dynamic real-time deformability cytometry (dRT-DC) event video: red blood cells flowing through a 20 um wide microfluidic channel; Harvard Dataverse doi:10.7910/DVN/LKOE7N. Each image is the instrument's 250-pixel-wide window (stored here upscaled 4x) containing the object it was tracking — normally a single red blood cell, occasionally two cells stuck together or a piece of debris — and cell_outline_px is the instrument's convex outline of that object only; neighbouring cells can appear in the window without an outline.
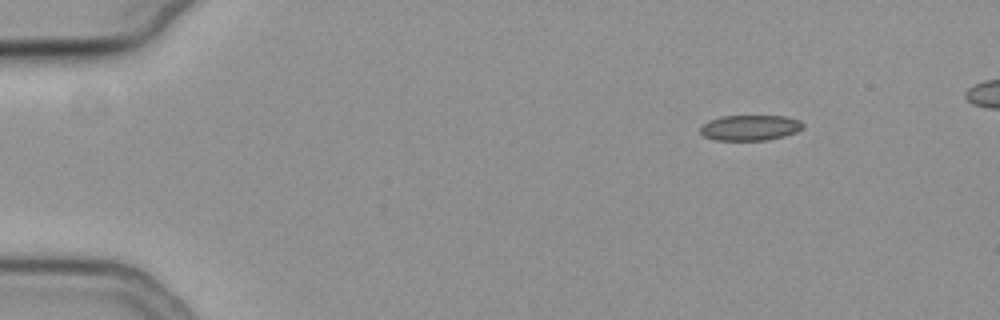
{"species": "common noctule bat (a hibernating species)", "species_latin": "Nyctalus noctula", "temperature_condition": "cold", "stored_images_in_passage": 48, "camera_frame_rate_fps": 3000, "um_per_image_px": 0.085, "animal": {"sex": "female", "body_mass_g": 19.3, "forearm_length_mm": 54.1}, "frame": {"image": 1, "passage_image": 1, "time_ms": 0.0, "image_size_px": [1000, 320], "cell_outline_px": [[804, 128], [796, 132], [784, 136], [768, 140], [716, 140], [704, 136], [700, 132], [700, 128], [708, 120], [720, 116], [784, 116], [800, 120], [804, 124]], "centroid_in_image_um": [63.77, 10.85], "position_along_channel_um": 21.2, "area_um2": 15.32}}
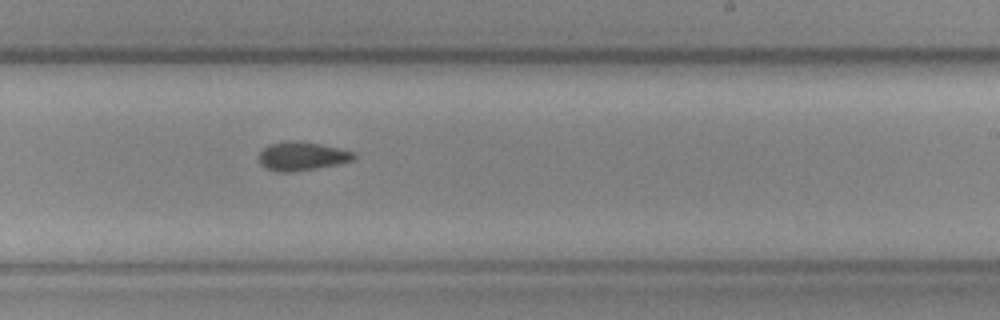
{"frame": {"image": 2, "passage_image": 28, "time_ms": 9.0, "image_size_px": [1000, 320], "cell_outline_px": [[356, 160], [340, 164], [292, 172], [276, 172], [264, 168], [260, 164], [260, 152], [264, 148], [272, 144], [320, 144], [356, 152]], "centroid_in_image_um": [25.74, 13.35], "position_along_channel_um": 263.3, "area_um2": 15.2}}
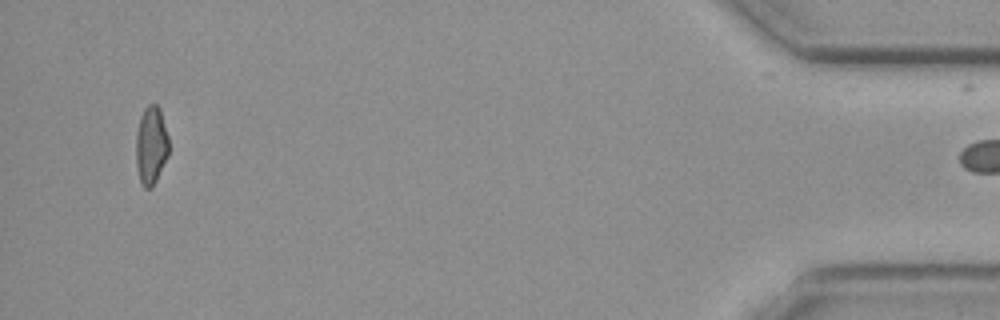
{"frame": {"image": 3, "passage_image": 47, "time_ms": 15.333, "image_size_px": [1000, 320], "cell_outline_px": [[168, 156], [152, 188], [144, 188], [140, 184], [136, 164], [136, 132], [140, 116], [144, 108], [148, 104], [156, 104], [160, 108], [168, 136]], "centroid_in_image_um": [12.83, 12.35], "position_along_channel_um": 422.4, "area_um2": 15.14}}